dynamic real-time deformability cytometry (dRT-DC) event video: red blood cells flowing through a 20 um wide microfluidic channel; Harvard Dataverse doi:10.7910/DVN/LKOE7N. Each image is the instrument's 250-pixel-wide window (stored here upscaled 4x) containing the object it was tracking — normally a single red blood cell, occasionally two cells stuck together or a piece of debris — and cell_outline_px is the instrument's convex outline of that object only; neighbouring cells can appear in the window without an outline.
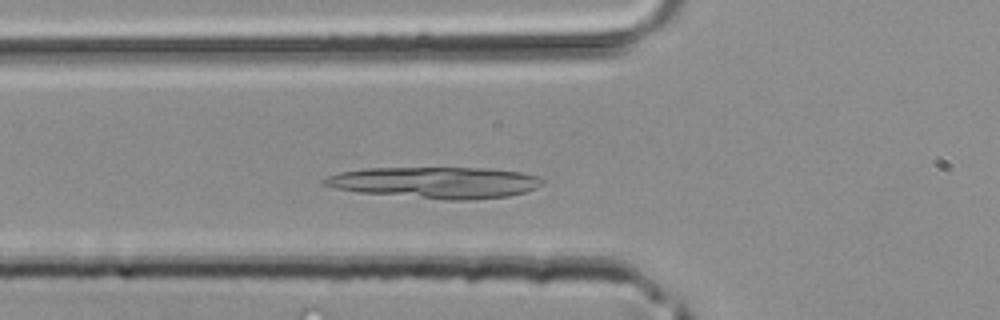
{"species": "common noctule bat (a hibernating species)", "species_latin": "Nyctalus noctula", "temperature_condition": "room temperature", "stored_images_in_passage": 37, "camera_frame_rate_fps": 3000, "um_per_image_px": 0.085, "animal": {"sex": "male", "body_mass_g": 20.4}, "frame": {"image": 1, "passage_image": 10, "time_ms": 3.0, "image_size_px": [1000, 320], "cell_outline_px": [[544, 184], [536, 188], [524, 192], [508, 196], [472, 200], [448, 200], [360, 192], [336, 188], [320, 184], [320, 180], [328, 176], [340, 172], [364, 168], [488, 168], [520, 172], [536, 176], [544, 180]], "centroid_in_image_um": [37.01, 15.51], "position_along_channel_um": 88.8, "area_um2": 39.82}}
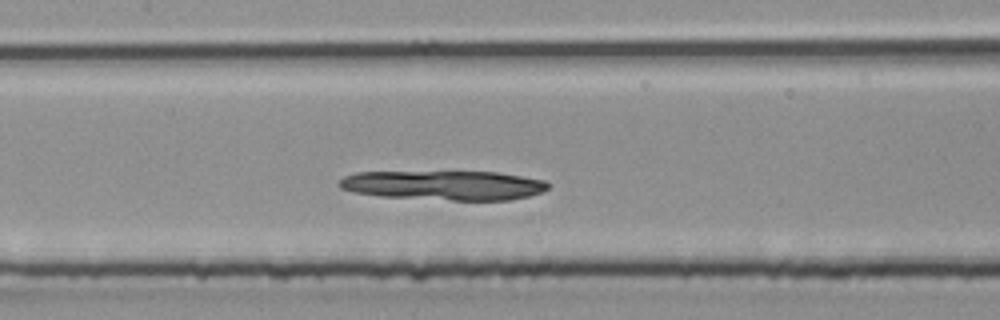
{"frame": {"image": 2, "passage_image": 15, "time_ms": 4.667, "image_size_px": [1000, 320], "cell_outline_px": [[552, 184], [544, 192], [528, 196], [508, 200], [452, 200], [380, 196], [352, 192], [340, 188], [336, 184], [344, 176], [356, 172], [496, 172], [544, 180]], "centroid_in_image_um": [37.73, 15.75], "position_along_channel_um": 169.7, "area_um2": 35.89}}
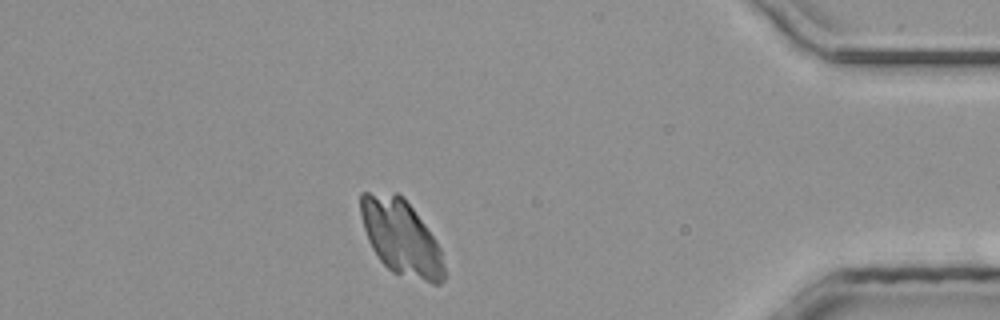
{"frame": {"image": 3, "passage_image": 32, "time_ms": 10.333, "image_size_px": [1000, 320], "cell_outline_px": [[444, 280], [440, 284], [432, 284], [392, 272], [380, 260], [372, 248], [368, 240], [364, 228], [360, 212], [360, 192], [396, 192], [404, 196], [436, 240], [440, 248], [444, 264]], "centroid_in_image_um": [34.09, 20.16], "position_along_channel_um": 401.1, "area_um2": 36.82}}